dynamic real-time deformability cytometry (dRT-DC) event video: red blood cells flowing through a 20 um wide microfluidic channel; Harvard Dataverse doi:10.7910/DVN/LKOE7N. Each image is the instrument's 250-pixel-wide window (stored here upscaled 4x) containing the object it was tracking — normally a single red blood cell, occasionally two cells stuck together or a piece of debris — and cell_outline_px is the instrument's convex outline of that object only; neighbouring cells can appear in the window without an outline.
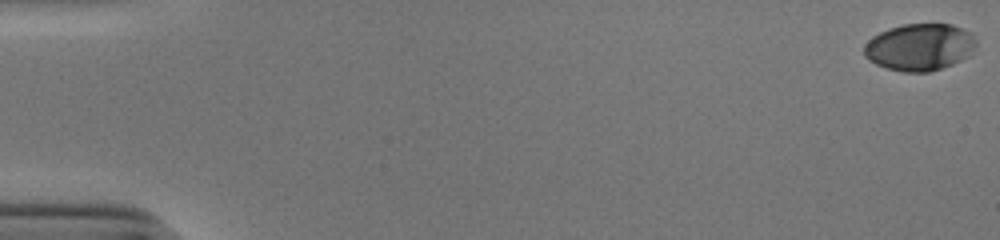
{"species": "human", "species_latin": "Homo sapiens", "temperature_condition": "cold", "stored_images_in_passage": 46, "camera_frame_rate_fps": 3000, "um_per_image_px": 0.085, "donor": {"sex": "male"}, "frame": {"image": 1, "passage_image": 1, "time_ms": 0.0, "image_size_px": [1000, 240], "cell_outline_px": [[976, 44], [968, 56], [952, 64], [928, 72], [904, 72], [888, 68], [876, 64], [868, 60], [864, 56], [864, 44], [872, 36], [888, 28], [904, 24], [952, 24], [972, 32], [976, 40]], "centroid_in_image_um": [78.16, 3.99], "position_along_channel_um": 6.8, "area_um2": 30.75}}
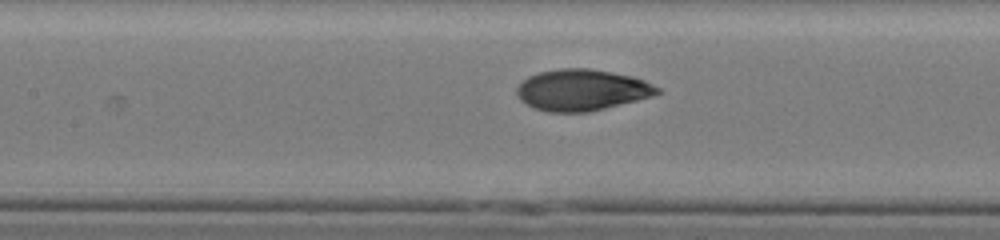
{"frame": {"image": 2, "passage_image": 26, "time_ms": 8.333, "image_size_px": [1000, 240], "cell_outline_px": [[660, 92], [652, 96], [588, 112], [548, 112], [532, 108], [520, 100], [516, 92], [516, 88], [528, 76], [540, 72], [560, 68], [588, 68], [632, 76], [644, 80], [660, 88]], "centroid_in_image_um": [49.42, 7.65], "position_along_channel_um": 158.0, "area_um2": 33.64}}
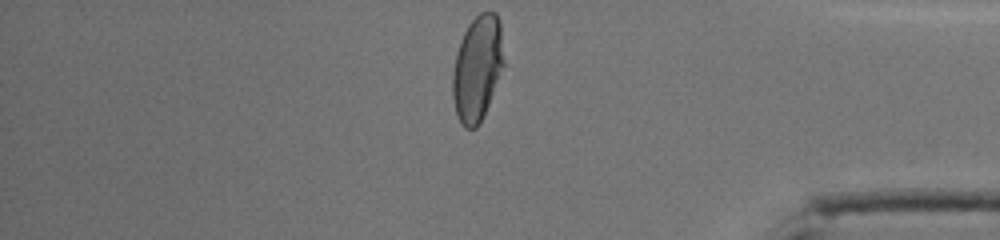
{"frame": {"image": 3, "passage_image": 46, "time_ms": 15.0, "image_size_px": [1000, 240], "cell_outline_px": [[504, 64], [480, 124], [476, 128], [464, 128], [460, 124], [456, 116], [452, 96], [452, 72], [456, 52], [460, 40], [468, 24], [480, 12], [496, 12], [500, 20], [504, 60]], "centroid_in_image_um": [40.55, 5.81], "position_along_channel_um": 394.7, "area_um2": 31.67}, "authors_computed_cell_mechanics": {"area_um2": 32.7437, "velocity_mm_per_s": 3.9091, "shape_relaxation_time_tau1_ms": 5.6231, "shape_relaxation_time_tau2_ms": 0.9286, "deformation_change_tau1": 0.2141, "deformation_change_tau2": 0.052}}